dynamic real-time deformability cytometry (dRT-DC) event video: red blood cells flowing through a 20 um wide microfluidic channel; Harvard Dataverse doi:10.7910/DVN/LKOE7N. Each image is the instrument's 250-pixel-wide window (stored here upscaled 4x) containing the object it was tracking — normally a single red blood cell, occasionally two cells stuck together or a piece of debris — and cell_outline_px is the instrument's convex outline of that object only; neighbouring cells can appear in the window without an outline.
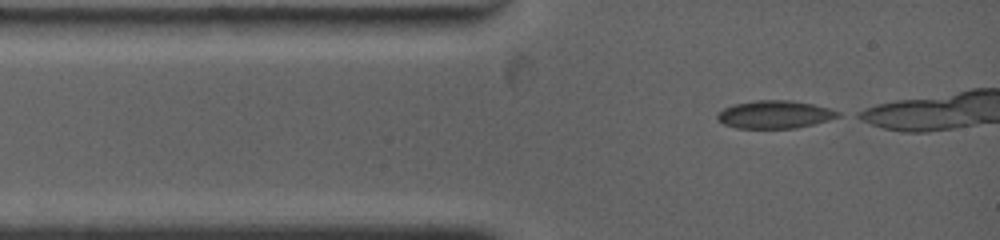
{"species": "common noctule bat (a hibernating species)", "species_latin": "Nyctalus noctula", "temperature_condition": "warm", "stored_images_in_passage": 6, "camera_frame_rate_fps": 4500, "um_per_image_px": 0.085, "animal": {"sex": "female", "body_mass_g": 19.0, "forearm_length_mm": 53.3}, "frame": {"image": 1, "passage_image": 1, "time_ms": 0.0, "image_size_px": [1000, 240], "cell_outline_px": [[840, 116], [828, 120], [796, 128], [736, 128], [724, 124], [716, 120], [716, 116], [724, 108], [732, 104], [756, 100], [792, 100], [812, 104], [828, 108], [840, 112]], "centroid_in_image_um": [65.82, 9.73], "position_along_channel_um": 19.2, "area_um2": 19.54}}
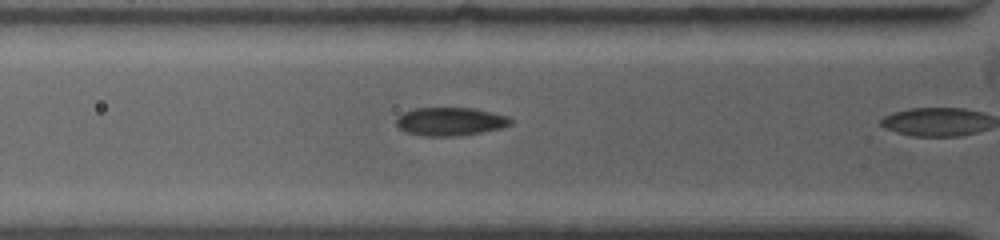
{"frame": {"image": 2, "passage_image": 5, "time_ms": 2.222, "image_size_px": [1000, 240], "cell_outline_px": [[512, 124], [500, 128], [480, 132], [456, 136], [424, 136], [404, 132], [396, 124], [396, 120], [404, 112], [416, 108], [472, 108], [492, 112], [508, 116], [512, 120]], "centroid_in_image_um": [38.27, 10.33], "position_along_channel_um": 87.5, "area_um2": 18.73}}